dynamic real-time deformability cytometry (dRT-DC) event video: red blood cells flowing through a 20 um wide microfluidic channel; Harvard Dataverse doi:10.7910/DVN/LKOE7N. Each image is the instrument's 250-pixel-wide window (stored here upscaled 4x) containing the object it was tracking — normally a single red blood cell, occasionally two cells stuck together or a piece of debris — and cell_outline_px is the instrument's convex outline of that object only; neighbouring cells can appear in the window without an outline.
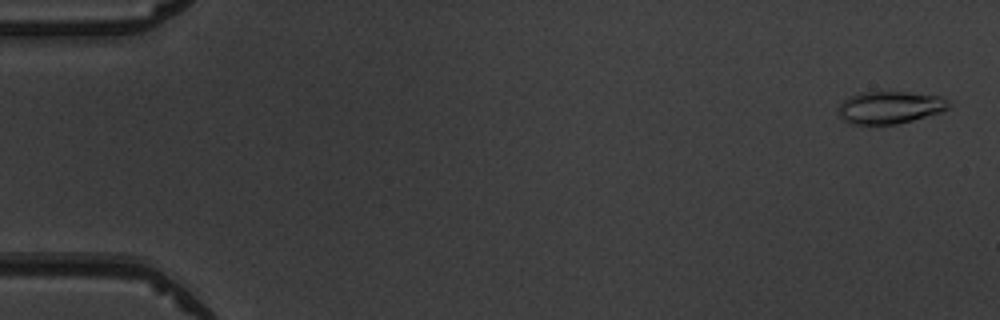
{"species": "common noctule bat (a hibernating species)", "species_latin": "Nyctalus noctula", "temperature_condition": "warm", "stored_images_in_passage": 5, "camera_frame_rate_fps": 3000, "um_per_image_px": 0.085, "animal": {"sex": "male", "body_mass_g": 19.5, "forearm_length_mm": 54.6}, "frame": {"image": 1, "passage_image": 1, "time_ms": 0.0, "image_size_px": [1000, 320], "cell_outline_px": [[948, 108], [940, 112], [912, 120], [896, 124], [848, 124], [840, 116], [836, 108], [848, 96], [860, 92], [908, 92], [940, 96], [948, 100]], "centroid_in_image_um": [75.58, 9.13], "position_along_channel_um": 9.4, "area_um2": 20.81}}